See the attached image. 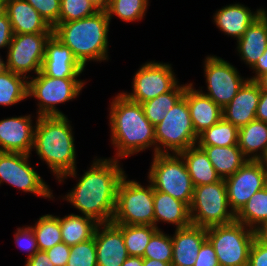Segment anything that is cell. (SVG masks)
<instances>
[{"instance_id":"cell-1","label":"cell","mask_w":267,"mask_h":266,"mask_svg":"<svg viewBox=\"0 0 267 266\" xmlns=\"http://www.w3.org/2000/svg\"><path fill=\"white\" fill-rule=\"evenodd\" d=\"M117 159H94L91 167L79 177L78 182L63 199L78 209L82 215L98 223L112 221L117 190L126 175Z\"/></svg>"},{"instance_id":"cell-2","label":"cell","mask_w":267,"mask_h":266,"mask_svg":"<svg viewBox=\"0 0 267 266\" xmlns=\"http://www.w3.org/2000/svg\"><path fill=\"white\" fill-rule=\"evenodd\" d=\"M109 107L111 143L117 152L113 159L122 160L152 146L155 155V126L145 117L142 105L120 92Z\"/></svg>"},{"instance_id":"cell-3","label":"cell","mask_w":267,"mask_h":266,"mask_svg":"<svg viewBox=\"0 0 267 266\" xmlns=\"http://www.w3.org/2000/svg\"><path fill=\"white\" fill-rule=\"evenodd\" d=\"M33 149L58 182L76 178V149L72 126L65 116H37Z\"/></svg>"},{"instance_id":"cell-4","label":"cell","mask_w":267,"mask_h":266,"mask_svg":"<svg viewBox=\"0 0 267 266\" xmlns=\"http://www.w3.org/2000/svg\"><path fill=\"white\" fill-rule=\"evenodd\" d=\"M110 21L106 11H97L83 19L59 22L53 35L68 46L85 68L89 61H104L108 56V32Z\"/></svg>"},{"instance_id":"cell-5","label":"cell","mask_w":267,"mask_h":266,"mask_svg":"<svg viewBox=\"0 0 267 266\" xmlns=\"http://www.w3.org/2000/svg\"><path fill=\"white\" fill-rule=\"evenodd\" d=\"M154 188L142 186L125 175L119 183L112 221L116 225L154 226Z\"/></svg>"},{"instance_id":"cell-6","label":"cell","mask_w":267,"mask_h":266,"mask_svg":"<svg viewBox=\"0 0 267 266\" xmlns=\"http://www.w3.org/2000/svg\"><path fill=\"white\" fill-rule=\"evenodd\" d=\"M148 179L157 191L169 194L190 206L194 185L183 158L176 153L153 155Z\"/></svg>"},{"instance_id":"cell-7","label":"cell","mask_w":267,"mask_h":266,"mask_svg":"<svg viewBox=\"0 0 267 266\" xmlns=\"http://www.w3.org/2000/svg\"><path fill=\"white\" fill-rule=\"evenodd\" d=\"M191 224L200 227L230 224L235 214L230 208L224 179L195 186L189 206Z\"/></svg>"},{"instance_id":"cell-8","label":"cell","mask_w":267,"mask_h":266,"mask_svg":"<svg viewBox=\"0 0 267 266\" xmlns=\"http://www.w3.org/2000/svg\"><path fill=\"white\" fill-rule=\"evenodd\" d=\"M156 154L180 153L197 145L198 136L190 117L186 98L182 96L155 126ZM169 150V151H168Z\"/></svg>"},{"instance_id":"cell-9","label":"cell","mask_w":267,"mask_h":266,"mask_svg":"<svg viewBox=\"0 0 267 266\" xmlns=\"http://www.w3.org/2000/svg\"><path fill=\"white\" fill-rule=\"evenodd\" d=\"M206 231L219 266H248L249 251L254 240L253 229L234 221L208 227Z\"/></svg>"},{"instance_id":"cell-10","label":"cell","mask_w":267,"mask_h":266,"mask_svg":"<svg viewBox=\"0 0 267 266\" xmlns=\"http://www.w3.org/2000/svg\"><path fill=\"white\" fill-rule=\"evenodd\" d=\"M85 82L78 78L49 77L40 71L36 77L28 78L27 97L37 99V116H65L57 104L76 98Z\"/></svg>"},{"instance_id":"cell-11","label":"cell","mask_w":267,"mask_h":266,"mask_svg":"<svg viewBox=\"0 0 267 266\" xmlns=\"http://www.w3.org/2000/svg\"><path fill=\"white\" fill-rule=\"evenodd\" d=\"M52 35L53 33L14 34L7 49L6 69L27 79L31 71L39 73L47 41Z\"/></svg>"},{"instance_id":"cell-12","label":"cell","mask_w":267,"mask_h":266,"mask_svg":"<svg viewBox=\"0 0 267 266\" xmlns=\"http://www.w3.org/2000/svg\"><path fill=\"white\" fill-rule=\"evenodd\" d=\"M30 154L0 152V185L4 182L25 193L53 199L52 190L30 166Z\"/></svg>"},{"instance_id":"cell-13","label":"cell","mask_w":267,"mask_h":266,"mask_svg":"<svg viewBox=\"0 0 267 266\" xmlns=\"http://www.w3.org/2000/svg\"><path fill=\"white\" fill-rule=\"evenodd\" d=\"M179 84L171 64L146 62L133 76L132 93L122 92L129 100L143 103L172 91Z\"/></svg>"},{"instance_id":"cell-14","label":"cell","mask_w":267,"mask_h":266,"mask_svg":"<svg viewBox=\"0 0 267 266\" xmlns=\"http://www.w3.org/2000/svg\"><path fill=\"white\" fill-rule=\"evenodd\" d=\"M207 95L222 109L234 98L240 87L248 78L240 76L235 66L216 55H208L204 59Z\"/></svg>"},{"instance_id":"cell-15","label":"cell","mask_w":267,"mask_h":266,"mask_svg":"<svg viewBox=\"0 0 267 266\" xmlns=\"http://www.w3.org/2000/svg\"><path fill=\"white\" fill-rule=\"evenodd\" d=\"M224 181L230 208L236 215L253 194L267 186V167L262 160H247Z\"/></svg>"},{"instance_id":"cell-16","label":"cell","mask_w":267,"mask_h":266,"mask_svg":"<svg viewBox=\"0 0 267 266\" xmlns=\"http://www.w3.org/2000/svg\"><path fill=\"white\" fill-rule=\"evenodd\" d=\"M31 117L29 114L0 121V152L31 154L36 126Z\"/></svg>"},{"instance_id":"cell-17","label":"cell","mask_w":267,"mask_h":266,"mask_svg":"<svg viewBox=\"0 0 267 266\" xmlns=\"http://www.w3.org/2000/svg\"><path fill=\"white\" fill-rule=\"evenodd\" d=\"M94 240L97 266H122L129 257L122 230L113 222L99 223Z\"/></svg>"},{"instance_id":"cell-18","label":"cell","mask_w":267,"mask_h":266,"mask_svg":"<svg viewBox=\"0 0 267 266\" xmlns=\"http://www.w3.org/2000/svg\"><path fill=\"white\" fill-rule=\"evenodd\" d=\"M71 49L52 35L46 44L41 71L54 78H78L85 70Z\"/></svg>"},{"instance_id":"cell-19","label":"cell","mask_w":267,"mask_h":266,"mask_svg":"<svg viewBox=\"0 0 267 266\" xmlns=\"http://www.w3.org/2000/svg\"><path fill=\"white\" fill-rule=\"evenodd\" d=\"M261 90L257 83L247 79L234 98L222 109L223 118L241 128L256 119Z\"/></svg>"},{"instance_id":"cell-20","label":"cell","mask_w":267,"mask_h":266,"mask_svg":"<svg viewBox=\"0 0 267 266\" xmlns=\"http://www.w3.org/2000/svg\"><path fill=\"white\" fill-rule=\"evenodd\" d=\"M1 8L10 19L14 34L53 33V28L25 0H2Z\"/></svg>"},{"instance_id":"cell-21","label":"cell","mask_w":267,"mask_h":266,"mask_svg":"<svg viewBox=\"0 0 267 266\" xmlns=\"http://www.w3.org/2000/svg\"><path fill=\"white\" fill-rule=\"evenodd\" d=\"M207 239L205 227L190 225L175 228L172 237L173 257L172 266H194L200 248Z\"/></svg>"},{"instance_id":"cell-22","label":"cell","mask_w":267,"mask_h":266,"mask_svg":"<svg viewBox=\"0 0 267 266\" xmlns=\"http://www.w3.org/2000/svg\"><path fill=\"white\" fill-rule=\"evenodd\" d=\"M183 96L186 98L197 136L223 117L222 108L199 89L196 90L193 83L186 86Z\"/></svg>"},{"instance_id":"cell-23","label":"cell","mask_w":267,"mask_h":266,"mask_svg":"<svg viewBox=\"0 0 267 266\" xmlns=\"http://www.w3.org/2000/svg\"><path fill=\"white\" fill-rule=\"evenodd\" d=\"M264 10V8H260L253 12L243 4H229L216 11L213 22L220 31L238 40Z\"/></svg>"},{"instance_id":"cell-24","label":"cell","mask_w":267,"mask_h":266,"mask_svg":"<svg viewBox=\"0 0 267 266\" xmlns=\"http://www.w3.org/2000/svg\"><path fill=\"white\" fill-rule=\"evenodd\" d=\"M267 47V11L257 17L237 40L240 59L252 69Z\"/></svg>"},{"instance_id":"cell-25","label":"cell","mask_w":267,"mask_h":266,"mask_svg":"<svg viewBox=\"0 0 267 266\" xmlns=\"http://www.w3.org/2000/svg\"><path fill=\"white\" fill-rule=\"evenodd\" d=\"M154 226L158 228V222L172 224L178 228L191 225L189 206L181 200L175 199L169 194L154 189Z\"/></svg>"},{"instance_id":"cell-26","label":"cell","mask_w":267,"mask_h":266,"mask_svg":"<svg viewBox=\"0 0 267 266\" xmlns=\"http://www.w3.org/2000/svg\"><path fill=\"white\" fill-rule=\"evenodd\" d=\"M238 147L248 160H263L267 154V123L255 119L239 128Z\"/></svg>"},{"instance_id":"cell-27","label":"cell","mask_w":267,"mask_h":266,"mask_svg":"<svg viewBox=\"0 0 267 266\" xmlns=\"http://www.w3.org/2000/svg\"><path fill=\"white\" fill-rule=\"evenodd\" d=\"M178 154L185 162L194 187L212 184L221 179L216 173L205 151L198 145L189 147Z\"/></svg>"},{"instance_id":"cell-28","label":"cell","mask_w":267,"mask_h":266,"mask_svg":"<svg viewBox=\"0 0 267 266\" xmlns=\"http://www.w3.org/2000/svg\"><path fill=\"white\" fill-rule=\"evenodd\" d=\"M199 147L205 151L221 179H226L233 175L248 160L238 145Z\"/></svg>"},{"instance_id":"cell-29","label":"cell","mask_w":267,"mask_h":266,"mask_svg":"<svg viewBox=\"0 0 267 266\" xmlns=\"http://www.w3.org/2000/svg\"><path fill=\"white\" fill-rule=\"evenodd\" d=\"M62 241L68 246L87 241L94 237L98 222L92 217L71 213L59 217Z\"/></svg>"},{"instance_id":"cell-30","label":"cell","mask_w":267,"mask_h":266,"mask_svg":"<svg viewBox=\"0 0 267 266\" xmlns=\"http://www.w3.org/2000/svg\"><path fill=\"white\" fill-rule=\"evenodd\" d=\"M187 85L178 84L172 91L141 103L145 117L153 126L164 119L167 112L183 96Z\"/></svg>"},{"instance_id":"cell-31","label":"cell","mask_w":267,"mask_h":266,"mask_svg":"<svg viewBox=\"0 0 267 266\" xmlns=\"http://www.w3.org/2000/svg\"><path fill=\"white\" fill-rule=\"evenodd\" d=\"M28 79L5 69L0 73V105L11 106L27 99Z\"/></svg>"},{"instance_id":"cell-32","label":"cell","mask_w":267,"mask_h":266,"mask_svg":"<svg viewBox=\"0 0 267 266\" xmlns=\"http://www.w3.org/2000/svg\"><path fill=\"white\" fill-rule=\"evenodd\" d=\"M239 128L223 117L198 136V146H233L238 145Z\"/></svg>"},{"instance_id":"cell-33","label":"cell","mask_w":267,"mask_h":266,"mask_svg":"<svg viewBox=\"0 0 267 266\" xmlns=\"http://www.w3.org/2000/svg\"><path fill=\"white\" fill-rule=\"evenodd\" d=\"M235 221L255 229L267 221V186L253 194L242 209L235 215Z\"/></svg>"},{"instance_id":"cell-34","label":"cell","mask_w":267,"mask_h":266,"mask_svg":"<svg viewBox=\"0 0 267 266\" xmlns=\"http://www.w3.org/2000/svg\"><path fill=\"white\" fill-rule=\"evenodd\" d=\"M129 256L142 257L151 237L159 230L152 225H117Z\"/></svg>"},{"instance_id":"cell-35","label":"cell","mask_w":267,"mask_h":266,"mask_svg":"<svg viewBox=\"0 0 267 266\" xmlns=\"http://www.w3.org/2000/svg\"><path fill=\"white\" fill-rule=\"evenodd\" d=\"M31 227L35 233L39 251H46L63 242L58 216L42 215Z\"/></svg>"},{"instance_id":"cell-36","label":"cell","mask_w":267,"mask_h":266,"mask_svg":"<svg viewBox=\"0 0 267 266\" xmlns=\"http://www.w3.org/2000/svg\"><path fill=\"white\" fill-rule=\"evenodd\" d=\"M148 0H110L106 10L109 21L115 15L122 21L142 20L148 8Z\"/></svg>"},{"instance_id":"cell-37","label":"cell","mask_w":267,"mask_h":266,"mask_svg":"<svg viewBox=\"0 0 267 266\" xmlns=\"http://www.w3.org/2000/svg\"><path fill=\"white\" fill-rule=\"evenodd\" d=\"M173 257L172 236L158 230L150 239L143 259H152L171 264Z\"/></svg>"},{"instance_id":"cell-38","label":"cell","mask_w":267,"mask_h":266,"mask_svg":"<svg viewBox=\"0 0 267 266\" xmlns=\"http://www.w3.org/2000/svg\"><path fill=\"white\" fill-rule=\"evenodd\" d=\"M98 10L89 0H60L59 22H70L95 14Z\"/></svg>"},{"instance_id":"cell-39","label":"cell","mask_w":267,"mask_h":266,"mask_svg":"<svg viewBox=\"0 0 267 266\" xmlns=\"http://www.w3.org/2000/svg\"><path fill=\"white\" fill-rule=\"evenodd\" d=\"M66 266H97L94 237L71 246L70 256Z\"/></svg>"},{"instance_id":"cell-40","label":"cell","mask_w":267,"mask_h":266,"mask_svg":"<svg viewBox=\"0 0 267 266\" xmlns=\"http://www.w3.org/2000/svg\"><path fill=\"white\" fill-rule=\"evenodd\" d=\"M32 5L48 23L54 28L59 23L60 0H25Z\"/></svg>"},{"instance_id":"cell-41","label":"cell","mask_w":267,"mask_h":266,"mask_svg":"<svg viewBox=\"0 0 267 266\" xmlns=\"http://www.w3.org/2000/svg\"><path fill=\"white\" fill-rule=\"evenodd\" d=\"M14 236L17 246L21 250L29 252L27 255V260L33 257L39 251L35 233L30 225L22 228L18 227Z\"/></svg>"},{"instance_id":"cell-42","label":"cell","mask_w":267,"mask_h":266,"mask_svg":"<svg viewBox=\"0 0 267 266\" xmlns=\"http://www.w3.org/2000/svg\"><path fill=\"white\" fill-rule=\"evenodd\" d=\"M194 266H219L214 247L208 239L203 242Z\"/></svg>"},{"instance_id":"cell-43","label":"cell","mask_w":267,"mask_h":266,"mask_svg":"<svg viewBox=\"0 0 267 266\" xmlns=\"http://www.w3.org/2000/svg\"><path fill=\"white\" fill-rule=\"evenodd\" d=\"M71 246L61 242L46 250L48 257L54 266H66L70 256Z\"/></svg>"},{"instance_id":"cell-44","label":"cell","mask_w":267,"mask_h":266,"mask_svg":"<svg viewBox=\"0 0 267 266\" xmlns=\"http://www.w3.org/2000/svg\"><path fill=\"white\" fill-rule=\"evenodd\" d=\"M248 266H267V246L255 239L250 247Z\"/></svg>"},{"instance_id":"cell-45","label":"cell","mask_w":267,"mask_h":266,"mask_svg":"<svg viewBox=\"0 0 267 266\" xmlns=\"http://www.w3.org/2000/svg\"><path fill=\"white\" fill-rule=\"evenodd\" d=\"M14 33L7 14L0 9V49L9 47Z\"/></svg>"},{"instance_id":"cell-46","label":"cell","mask_w":267,"mask_h":266,"mask_svg":"<svg viewBox=\"0 0 267 266\" xmlns=\"http://www.w3.org/2000/svg\"><path fill=\"white\" fill-rule=\"evenodd\" d=\"M25 266H54L46 251H38L33 257L26 261Z\"/></svg>"},{"instance_id":"cell-47","label":"cell","mask_w":267,"mask_h":266,"mask_svg":"<svg viewBox=\"0 0 267 266\" xmlns=\"http://www.w3.org/2000/svg\"><path fill=\"white\" fill-rule=\"evenodd\" d=\"M256 119L267 123V91L261 90L256 110Z\"/></svg>"},{"instance_id":"cell-48","label":"cell","mask_w":267,"mask_h":266,"mask_svg":"<svg viewBox=\"0 0 267 266\" xmlns=\"http://www.w3.org/2000/svg\"><path fill=\"white\" fill-rule=\"evenodd\" d=\"M253 73L255 72V75L253 77L248 78L249 80L255 81L261 74H264L267 72V47L262 56L257 60V63L252 68Z\"/></svg>"},{"instance_id":"cell-49","label":"cell","mask_w":267,"mask_h":266,"mask_svg":"<svg viewBox=\"0 0 267 266\" xmlns=\"http://www.w3.org/2000/svg\"><path fill=\"white\" fill-rule=\"evenodd\" d=\"M254 230V239L267 246V221L259 224Z\"/></svg>"},{"instance_id":"cell-50","label":"cell","mask_w":267,"mask_h":266,"mask_svg":"<svg viewBox=\"0 0 267 266\" xmlns=\"http://www.w3.org/2000/svg\"><path fill=\"white\" fill-rule=\"evenodd\" d=\"M122 266H143V258L136 256H129Z\"/></svg>"},{"instance_id":"cell-51","label":"cell","mask_w":267,"mask_h":266,"mask_svg":"<svg viewBox=\"0 0 267 266\" xmlns=\"http://www.w3.org/2000/svg\"><path fill=\"white\" fill-rule=\"evenodd\" d=\"M98 11H106L110 0H89Z\"/></svg>"},{"instance_id":"cell-52","label":"cell","mask_w":267,"mask_h":266,"mask_svg":"<svg viewBox=\"0 0 267 266\" xmlns=\"http://www.w3.org/2000/svg\"><path fill=\"white\" fill-rule=\"evenodd\" d=\"M255 82L259 86L260 90L267 91V72L264 74H261Z\"/></svg>"},{"instance_id":"cell-53","label":"cell","mask_w":267,"mask_h":266,"mask_svg":"<svg viewBox=\"0 0 267 266\" xmlns=\"http://www.w3.org/2000/svg\"><path fill=\"white\" fill-rule=\"evenodd\" d=\"M143 266H172V265L162 261L143 259Z\"/></svg>"},{"instance_id":"cell-54","label":"cell","mask_w":267,"mask_h":266,"mask_svg":"<svg viewBox=\"0 0 267 266\" xmlns=\"http://www.w3.org/2000/svg\"><path fill=\"white\" fill-rule=\"evenodd\" d=\"M6 69V62L0 56V73Z\"/></svg>"},{"instance_id":"cell-55","label":"cell","mask_w":267,"mask_h":266,"mask_svg":"<svg viewBox=\"0 0 267 266\" xmlns=\"http://www.w3.org/2000/svg\"><path fill=\"white\" fill-rule=\"evenodd\" d=\"M263 161V163L266 165V167H267V154H266V156L264 157V159L262 160Z\"/></svg>"},{"instance_id":"cell-56","label":"cell","mask_w":267,"mask_h":266,"mask_svg":"<svg viewBox=\"0 0 267 266\" xmlns=\"http://www.w3.org/2000/svg\"><path fill=\"white\" fill-rule=\"evenodd\" d=\"M1 7H2V0H0V9H1Z\"/></svg>"}]
</instances>
